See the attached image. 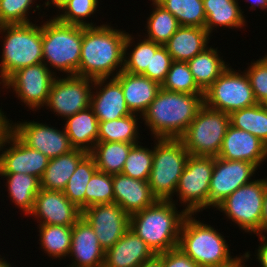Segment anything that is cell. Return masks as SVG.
Listing matches in <instances>:
<instances>
[{"mask_svg":"<svg viewBox=\"0 0 267 267\" xmlns=\"http://www.w3.org/2000/svg\"><path fill=\"white\" fill-rule=\"evenodd\" d=\"M126 37V31L108 24L82 26L79 76L93 80L116 77L123 71Z\"/></svg>","mask_w":267,"mask_h":267,"instance_id":"1","label":"cell"},{"mask_svg":"<svg viewBox=\"0 0 267 267\" xmlns=\"http://www.w3.org/2000/svg\"><path fill=\"white\" fill-rule=\"evenodd\" d=\"M204 105V94H187L161 88L142 119L152 137L180 139Z\"/></svg>","mask_w":267,"mask_h":267,"instance_id":"2","label":"cell"},{"mask_svg":"<svg viewBox=\"0 0 267 267\" xmlns=\"http://www.w3.org/2000/svg\"><path fill=\"white\" fill-rule=\"evenodd\" d=\"M171 200H157L147 208L130 215V229L155 254L178 247L180 231L188 213L178 210ZM178 210V211H177Z\"/></svg>","mask_w":267,"mask_h":267,"instance_id":"3","label":"cell"},{"mask_svg":"<svg viewBox=\"0 0 267 267\" xmlns=\"http://www.w3.org/2000/svg\"><path fill=\"white\" fill-rule=\"evenodd\" d=\"M81 48L82 26L62 23L54 16L42 24L43 62L55 75L58 70L79 76Z\"/></svg>","mask_w":267,"mask_h":267,"instance_id":"4","label":"cell"},{"mask_svg":"<svg viewBox=\"0 0 267 267\" xmlns=\"http://www.w3.org/2000/svg\"><path fill=\"white\" fill-rule=\"evenodd\" d=\"M194 215L185 217L178 247L200 267H221L235 261L238 256H231L225 236Z\"/></svg>","mask_w":267,"mask_h":267,"instance_id":"5","label":"cell"},{"mask_svg":"<svg viewBox=\"0 0 267 267\" xmlns=\"http://www.w3.org/2000/svg\"><path fill=\"white\" fill-rule=\"evenodd\" d=\"M0 34L4 36L1 41L0 85L17 70L43 62L42 25L32 22L2 25Z\"/></svg>","mask_w":267,"mask_h":267,"instance_id":"6","label":"cell"},{"mask_svg":"<svg viewBox=\"0 0 267 267\" xmlns=\"http://www.w3.org/2000/svg\"><path fill=\"white\" fill-rule=\"evenodd\" d=\"M154 141L148 184L157 200L178 202L173 197L190 154L181 139L155 138Z\"/></svg>","mask_w":267,"mask_h":267,"instance_id":"7","label":"cell"},{"mask_svg":"<svg viewBox=\"0 0 267 267\" xmlns=\"http://www.w3.org/2000/svg\"><path fill=\"white\" fill-rule=\"evenodd\" d=\"M229 126L228 113L204 104L180 139L190 155L217 157Z\"/></svg>","mask_w":267,"mask_h":267,"instance_id":"8","label":"cell"},{"mask_svg":"<svg viewBox=\"0 0 267 267\" xmlns=\"http://www.w3.org/2000/svg\"><path fill=\"white\" fill-rule=\"evenodd\" d=\"M267 178L255 179L242 185L223 200L216 210L224 213L246 233L261 235L263 198Z\"/></svg>","mask_w":267,"mask_h":267,"instance_id":"9","label":"cell"},{"mask_svg":"<svg viewBox=\"0 0 267 267\" xmlns=\"http://www.w3.org/2000/svg\"><path fill=\"white\" fill-rule=\"evenodd\" d=\"M204 104L229 115L258 104L245 71L237 72L231 66L204 92Z\"/></svg>","mask_w":267,"mask_h":267,"instance_id":"10","label":"cell"},{"mask_svg":"<svg viewBox=\"0 0 267 267\" xmlns=\"http://www.w3.org/2000/svg\"><path fill=\"white\" fill-rule=\"evenodd\" d=\"M214 168L213 156L190 155L179 178L175 195L188 214L208 209V194ZM177 193V194H176Z\"/></svg>","mask_w":267,"mask_h":267,"instance_id":"11","label":"cell"},{"mask_svg":"<svg viewBox=\"0 0 267 267\" xmlns=\"http://www.w3.org/2000/svg\"><path fill=\"white\" fill-rule=\"evenodd\" d=\"M57 75L42 62L21 68L11 74L2 84V88L11 89L16 97L30 110L36 111L46 105L50 88Z\"/></svg>","mask_w":267,"mask_h":267,"instance_id":"12","label":"cell"},{"mask_svg":"<svg viewBox=\"0 0 267 267\" xmlns=\"http://www.w3.org/2000/svg\"><path fill=\"white\" fill-rule=\"evenodd\" d=\"M94 80L80 76L55 77L46 108L64 120L90 107Z\"/></svg>","mask_w":267,"mask_h":267,"instance_id":"13","label":"cell"},{"mask_svg":"<svg viewBox=\"0 0 267 267\" xmlns=\"http://www.w3.org/2000/svg\"><path fill=\"white\" fill-rule=\"evenodd\" d=\"M9 129L29 148L38 150L48 158L67 154L75 148L71 145L65 128L62 131L37 121H9Z\"/></svg>","mask_w":267,"mask_h":267,"instance_id":"14","label":"cell"},{"mask_svg":"<svg viewBox=\"0 0 267 267\" xmlns=\"http://www.w3.org/2000/svg\"><path fill=\"white\" fill-rule=\"evenodd\" d=\"M49 160L24 144L9 128L0 140V173L29 174L41 180Z\"/></svg>","mask_w":267,"mask_h":267,"instance_id":"15","label":"cell"},{"mask_svg":"<svg viewBox=\"0 0 267 267\" xmlns=\"http://www.w3.org/2000/svg\"><path fill=\"white\" fill-rule=\"evenodd\" d=\"M256 170L258 167L251 162L214 157L208 208H216L236 189L253 181L252 177H255Z\"/></svg>","mask_w":267,"mask_h":267,"instance_id":"16","label":"cell"},{"mask_svg":"<svg viewBox=\"0 0 267 267\" xmlns=\"http://www.w3.org/2000/svg\"><path fill=\"white\" fill-rule=\"evenodd\" d=\"M82 217L94 229L99 244L105 251L130 228V215L115 202L89 206L82 210Z\"/></svg>","mask_w":267,"mask_h":267,"instance_id":"17","label":"cell"},{"mask_svg":"<svg viewBox=\"0 0 267 267\" xmlns=\"http://www.w3.org/2000/svg\"><path fill=\"white\" fill-rule=\"evenodd\" d=\"M30 215L38 219V225L73 226L82 217V211L63 191L40 188Z\"/></svg>","mask_w":267,"mask_h":267,"instance_id":"18","label":"cell"},{"mask_svg":"<svg viewBox=\"0 0 267 267\" xmlns=\"http://www.w3.org/2000/svg\"><path fill=\"white\" fill-rule=\"evenodd\" d=\"M93 89L90 107L99 122L120 119L132 114L126 105L121 84L115 77L95 79Z\"/></svg>","mask_w":267,"mask_h":267,"instance_id":"19","label":"cell"},{"mask_svg":"<svg viewBox=\"0 0 267 267\" xmlns=\"http://www.w3.org/2000/svg\"><path fill=\"white\" fill-rule=\"evenodd\" d=\"M217 157L251 162L259 168L267 160V145L253 134L230 124Z\"/></svg>","mask_w":267,"mask_h":267,"instance_id":"20","label":"cell"},{"mask_svg":"<svg viewBox=\"0 0 267 267\" xmlns=\"http://www.w3.org/2000/svg\"><path fill=\"white\" fill-rule=\"evenodd\" d=\"M68 257L72 263L68 267H103L105 250L100 246L94 229L81 217L72 226V242Z\"/></svg>","mask_w":267,"mask_h":267,"instance_id":"21","label":"cell"},{"mask_svg":"<svg viewBox=\"0 0 267 267\" xmlns=\"http://www.w3.org/2000/svg\"><path fill=\"white\" fill-rule=\"evenodd\" d=\"M113 190L114 202L129 215L157 201L148 181L133 179L122 173L113 175Z\"/></svg>","mask_w":267,"mask_h":267,"instance_id":"22","label":"cell"},{"mask_svg":"<svg viewBox=\"0 0 267 267\" xmlns=\"http://www.w3.org/2000/svg\"><path fill=\"white\" fill-rule=\"evenodd\" d=\"M156 254L130 228L109 249L105 251L103 267H139Z\"/></svg>","mask_w":267,"mask_h":267,"instance_id":"23","label":"cell"},{"mask_svg":"<svg viewBox=\"0 0 267 267\" xmlns=\"http://www.w3.org/2000/svg\"><path fill=\"white\" fill-rule=\"evenodd\" d=\"M121 84L126 105L131 113L142 115L156 98L161 85L143 75L121 71L115 77Z\"/></svg>","mask_w":267,"mask_h":267,"instance_id":"24","label":"cell"},{"mask_svg":"<svg viewBox=\"0 0 267 267\" xmlns=\"http://www.w3.org/2000/svg\"><path fill=\"white\" fill-rule=\"evenodd\" d=\"M211 36L205 28L180 26L164 46L173 61L188 62L208 47Z\"/></svg>","mask_w":267,"mask_h":267,"instance_id":"25","label":"cell"},{"mask_svg":"<svg viewBox=\"0 0 267 267\" xmlns=\"http://www.w3.org/2000/svg\"><path fill=\"white\" fill-rule=\"evenodd\" d=\"M64 128L75 149L90 152L98 142L99 121L91 107L65 119Z\"/></svg>","mask_w":267,"mask_h":267,"instance_id":"26","label":"cell"},{"mask_svg":"<svg viewBox=\"0 0 267 267\" xmlns=\"http://www.w3.org/2000/svg\"><path fill=\"white\" fill-rule=\"evenodd\" d=\"M203 6L206 15L204 28L210 35L219 26L241 29L247 24L243 9L236 0H203Z\"/></svg>","mask_w":267,"mask_h":267,"instance_id":"27","label":"cell"},{"mask_svg":"<svg viewBox=\"0 0 267 267\" xmlns=\"http://www.w3.org/2000/svg\"><path fill=\"white\" fill-rule=\"evenodd\" d=\"M88 154L81 149L51 158L40 180V188L45 190L63 191L73 175L78 163Z\"/></svg>","mask_w":267,"mask_h":267,"instance_id":"28","label":"cell"},{"mask_svg":"<svg viewBox=\"0 0 267 267\" xmlns=\"http://www.w3.org/2000/svg\"><path fill=\"white\" fill-rule=\"evenodd\" d=\"M190 71L197 86L205 92L212 83L227 69L228 63L223 60L217 48L208 46L188 62Z\"/></svg>","mask_w":267,"mask_h":267,"instance_id":"29","label":"cell"},{"mask_svg":"<svg viewBox=\"0 0 267 267\" xmlns=\"http://www.w3.org/2000/svg\"><path fill=\"white\" fill-rule=\"evenodd\" d=\"M0 177L7 180L4 186L8 188L7 192L12 203L28 216L32 212L36 195L40 190V180L23 173H0Z\"/></svg>","mask_w":267,"mask_h":267,"instance_id":"30","label":"cell"},{"mask_svg":"<svg viewBox=\"0 0 267 267\" xmlns=\"http://www.w3.org/2000/svg\"><path fill=\"white\" fill-rule=\"evenodd\" d=\"M135 144L98 141L89 154L94 158L97 170L110 175L122 172L130 149Z\"/></svg>","mask_w":267,"mask_h":267,"instance_id":"31","label":"cell"},{"mask_svg":"<svg viewBox=\"0 0 267 267\" xmlns=\"http://www.w3.org/2000/svg\"><path fill=\"white\" fill-rule=\"evenodd\" d=\"M38 227L39 244L44 253L52 260L68 257L72 242V226L38 225Z\"/></svg>","mask_w":267,"mask_h":267,"instance_id":"32","label":"cell"},{"mask_svg":"<svg viewBox=\"0 0 267 267\" xmlns=\"http://www.w3.org/2000/svg\"><path fill=\"white\" fill-rule=\"evenodd\" d=\"M138 114H130L120 119L99 122L98 141L141 143L139 138Z\"/></svg>","mask_w":267,"mask_h":267,"instance_id":"33","label":"cell"},{"mask_svg":"<svg viewBox=\"0 0 267 267\" xmlns=\"http://www.w3.org/2000/svg\"><path fill=\"white\" fill-rule=\"evenodd\" d=\"M134 36L127 32L124 43V67L123 71L130 74L142 75L146 69H150L151 51H157L162 45L144 37L135 43ZM135 43V44H134ZM134 44V45H133ZM133 47V49H131ZM127 52V50L129 51ZM128 55V56H126Z\"/></svg>","mask_w":267,"mask_h":267,"instance_id":"34","label":"cell"},{"mask_svg":"<svg viewBox=\"0 0 267 267\" xmlns=\"http://www.w3.org/2000/svg\"><path fill=\"white\" fill-rule=\"evenodd\" d=\"M152 1L154 6L148 19L145 38L164 46L170 37L179 29L180 24L176 17L161 6L156 0Z\"/></svg>","mask_w":267,"mask_h":267,"instance_id":"35","label":"cell"},{"mask_svg":"<svg viewBox=\"0 0 267 267\" xmlns=\"http://www.w3.org/2000/svg\"><path fill=\"white\" fill-rule=\"evenodd\" d=\"M230 124L253 134L267 145V108L263 104L232 112Z\"/></svg>","mask_w":267,"mask_h":267,"instance_id":"36","label":"cell"},{"mask_svg":"<svg viewBox=\"0 0 267 267\" xmlns=\"http://www.w3.org/2000/svg\"><path fill=\"white\" fill-rule=\"evenodd\" d=\"M97 171L94 158L88 153L77 165L73 175L68 180L64 195L79 209H85V191L92 175Z\"/></svg>","mask_w":267,"mask_h":267,"instance_id":"37","label":"cell"},{"mask_svg":"<svg viewBox=\"0 0 267 267\" xmlns=\"http://www.w3.org/2000/svg\"><path fill=\"white\" fill-rule=\"evenodd\" d=\"M178 20L180 26L205 27L203 0H156Z\"/></svg>","mask_w":267,"mask_h":267,"instance_id":"38","label":"cell"},{"mask_svg":"<svg viewBox=\"0 0 267 267\" xmlns=\"http://www.w3.org/2000/svg\"><path fill=\"white\" fill-rule=\"evenodd\" d=\"M161 88L179 93L204 94L197 86L187 62L173 61Z\"/></svg>","mask_w":267,"mask_h":267,"instance_id":"39","label":"cell"},{"mask_svg":"<svg viewBox=\"0 0 267 267\" xmlns=\"http://www.w3.org/2000/svg\"><path fill=\"white\" fill-rule=\"evenodd\" d=\"M99 0H69L55 18L65 24L79 25L83 27L96 26L94 22H86L88 17L96 12ZM61 12V13H60Z\"/></svg>","mask_w":267,"mask_h":267,"instance_id":"40","label":"cell"},{"mask_svg":"<svg viewBox=\"0 0 267 267\" xmlns=\"http://www.w3.org/2000/svg\"><path fill=\"white\" fill-rule=\"evenodd\" d=\"M153 164V149L135 144L128 154L122 174L142 181H148Z\"/></svg>","mask_w":267,"mask_h":267,"instance_id":"41","label":"cell"},{"mask_svg":"<svg viewBox=\"0 0 267 267\" xmlns=\"http://www.w3.org/2000/svg\"><path fill=\"white\" fill-rule=\"evenodd\" d=\"M114 202L113 175L96 171L87 184L85 209L95 204Z\"/></svg>","mask_w":267,"mask_h":267,"instance_id":"42","label":"cell"},{"mask_svg":"<svg viewBox=\"0 0 267 267\" xmlns=\"http://www.w3.org/2000/svg\"><path fill=\"white\" fill-rule=\"evenodd\" d=\"M34 3L35 0H0V26L31 23L29 10L33 7V13L37 11Z\"/></svg>","mask_w":267,"mask_h":267,"instance_id":"43","label":"cell"},{"mask_svg":"<svg viewBox=\"0 0 267 267\" xmlns=\"http://www.w3.org/2000/svg\"><path fill=\"white\" fill-rule=\"evenodd\" d=\"M244 71L248 76L257 102L263 104L267 100V55L251 62Z\"/></svg>","mask_w":267,"mask_h":267,"instance_id":"44","label":"cell"},{"mask_svg":"<svg viewBox=\"0 0 267 267\" xmlns=\"http://www.w3.org/2000/svg\"><path fill=\"white\" fill-rule=\"evenodd\" d=\"M172 62L166 47L161 46L157 51H151L150 69H146L142 75L162 85Z\"/></svg>","mask_w":267,"mask_h":267,"instance_id":"45","label":"cell"},{"mask_svg":"<svg viewBox=\"0 0 267 267\" xmlns=\"http://www.w3.org/2000/svg\"><path fill=\"white\" fill-rule=\"evenodd\" d=\"M162 267H200L179 247L161 253Z\"/></svg>","mask_w":267,"mask_h":267,"instance_id":"46","label":"cell"},{"mask_svg":"<svg viewBox=\"0 0 267 267\" xmlns=\"http://www.w3.org/2000/svg\"><path fill=\"white\" fill-rule=\"evenodd\" d=\"M259 236V242H261L258 245V249L256 250L257 254L254 256H257L256 261L260 263L261 267H267V236L265 235H258Z\"/></svg>","mask_w":267,"mask_h":267,"instance_id":"47","label":"cell"},{"mask_svg":"<svg viewBox=\"0 0 267 267\" xmlns=\"http://www.w3.org/2000/svg\"><path fill=\"white\" fill-rule=\"evenodd\" d=\"M267 233V182L265 184L264 198H263V211L261 217V235Z\"/></svg>","mask_w":267,"mask_h":267,"instance_id":"48","label":"cell"},{"mask_svg":"<svg viewBox=\"0 0 267 267\" xmlns=\"http://www.w3.org/2000/svg\"><path fill=\"white\" fill-rule=\"evenodd\" d=\"M250 256H251L250 251H246L243 255H239V257H237V259L235 261L231 262L228 265L221 266V267H247V266H245L246 263H244V262H247V260L250 258Z\"/></svg>","mask_w":267,"mask_h":267,"instance_id":"49","label":"cell"},{"mask_svg":"<svg viewBox=\"0 0 267 267\" xmlns=\"http://www.w3.org/2000/svg\"><path fill=\"white\" fill-rule=\"evenodd\" d=\"M139 267H162L161 253L156 254L153 258L142 263Z\"/></svg>","mask_w":267,"mask_h":267,"instance_id":"50","label":"cell"},{"mask_svg":"<svg viewBox=\"0 0 267 267\" xmlns=\"http://www.w3.org/2000/svg\"><path fill=\"white\" fill-rule=\"evenodd\" d=\"M3 109L0 108V140L2 136L4 135L5 131L9 128V119L6 117Z\"/></svg>","mask_w":267,"mask_h":267,"instance_id":"51","label":"cell"},{"mask_svg":"<svg viewBox=\"0 0 267 267\" xmlns=\"http://www.w3.org/2000/svg\"><path fill=\"white\" fill-rule=\"evenodd\" d=\"M246 2H249L250 4V10H256V8H260L262 10L267 9V0H245Z\"/></svg>","mask_w":267,"mask_h":267,"instance_id":"52","label":"cell"},{"mask_svg":"<svg viewBox=\"0 0 267 267\" xmlns=\"http://www.w3.org/2000/svg\"><path fill=\"white\" fill-rule=\"evenodd\" d=\"M69 0H46L45 3H43V5L45 4L44 7H50L51 4L54 6V7H57L58 11L59 9L61 10L62 7L68 2Z\"/></svg>","mask_w":267,"mask_h":267,"instance_id":"53","label":"cell"},{"mask_svg":"<svg viewBox=\"0 0 267 267\" xmlns=\"http://www.w3.org/2000/svg\"><path fill=\"white\" fill-rule=\"evenodd\" d=\"M5 257L1 258L0 255V267H12L11 263H8L7 260L4 259Z\"/></svg>","mask_w":267,"mask_h":267,"instance_id":"54","label":"cell"},{"mask_svg":"<svg viewBox=\"0 0 267 267\" xmlns=\"http://www.w3.org/2000/svg\"><path fill=\"white\" fill-rule=\"evenodd\" d=\"M263 105L267 108V100L263 103Z\"/></svg>","mask_w":267,"mask_h":267,"instance_id":"55","label":"cell"}]
</instances>
